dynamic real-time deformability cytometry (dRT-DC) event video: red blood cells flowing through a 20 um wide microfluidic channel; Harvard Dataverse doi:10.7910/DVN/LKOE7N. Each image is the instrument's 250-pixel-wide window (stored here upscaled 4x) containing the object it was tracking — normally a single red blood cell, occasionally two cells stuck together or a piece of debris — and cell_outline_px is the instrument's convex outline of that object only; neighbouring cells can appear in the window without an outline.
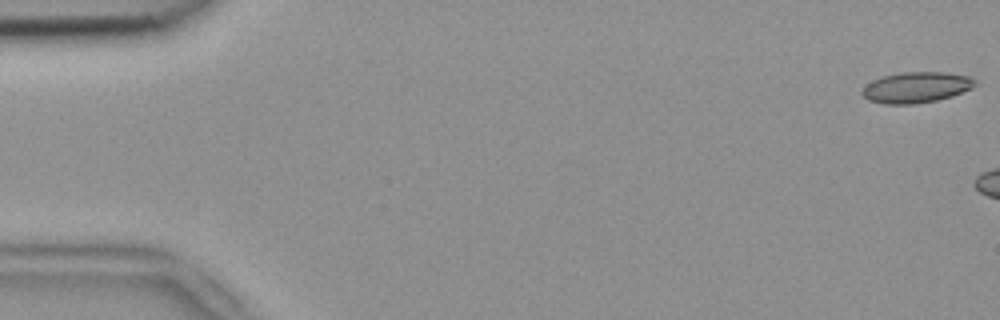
{"species": "common noctule bat (a hibernating species)", "species_latin": "Nyctalus noctula", "temperature_condition": "room temperature", "stored_images_in_passage": 6, "camera_frame_rate_fps": 3000, "um_per_image_px": 0.085, "animal": {"sex": "female", "body_mass_g": 18.4}, "frame": {"image": 1, "passage_image": 1, "time_ms": 0.0, "image_size_px": [1000, 320], "cell_outline_px": [[976, 84], [972, 88], [952, 96], [936, 100], [912, 104], [884, 104], [868, 100], [860, 92], [860, 88], [872, 80], [880, 76], [900, 72], [944, 72], [968, 76], [976, 80]], "centroid_in_image_um": [77.83, 7.42], "position_along_channel_um": 7.2, "area_um2": 20.46}}
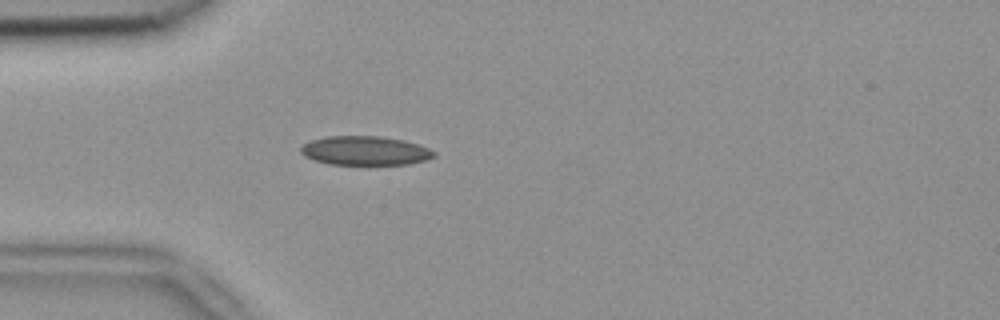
{"frame": {"image": 2, "passage_image": 6, "time_ms": 1.667, "image_size_px": [1000, 320], "cell_outline_px": [[436, 156], [428, 160], [408, 164], [368, 168], [328, 164], [304, 156], [300, 152], [300, 148], [304, 144], [312, 140], [328, 136], [380, 136], [404, 140], [420, 144], [436, 152]], "centroid_in_image_um": [31.09, 12.86], "position_along_channel_um": 53.9, "area_um2": 23.76}}